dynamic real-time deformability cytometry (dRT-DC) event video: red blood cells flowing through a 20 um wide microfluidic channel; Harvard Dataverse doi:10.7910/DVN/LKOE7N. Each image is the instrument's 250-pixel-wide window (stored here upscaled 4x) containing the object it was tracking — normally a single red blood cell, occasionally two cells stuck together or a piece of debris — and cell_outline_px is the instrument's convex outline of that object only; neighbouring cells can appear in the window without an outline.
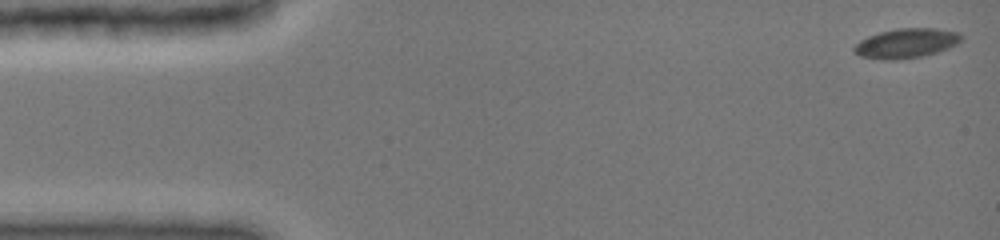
{"species": "common noctule bat (a hibernating species)", "species_latin": "Nyctalus noctula", "temperature_condition": "cold", "stored_images_in_passage": 48, "camera_frame_rate_fps": 3000, "um_per_image_px": 0.085, "animal": {"sex": "female", "body_mass_g": 19.0, "forearm_length_mm": 51.5}, "frame": {"image": 1, "passage_image": 1, "time_ms": 0.0, "image_size_px": [1000, 240], "cell_outline_px": [[964, 40], [948, 48], [924, 56], [896, 60], [884, 60], [860, 56], [852, 52], [852, 48], [860, 40], [868, 36], [880, 32], [896, 28], [936, 28], [960, 32], [964, 36]], "centroid_in_image_um": [77.05, 3.67], "position_along_channel_um": 8.0, "area_um2": 18.79}}
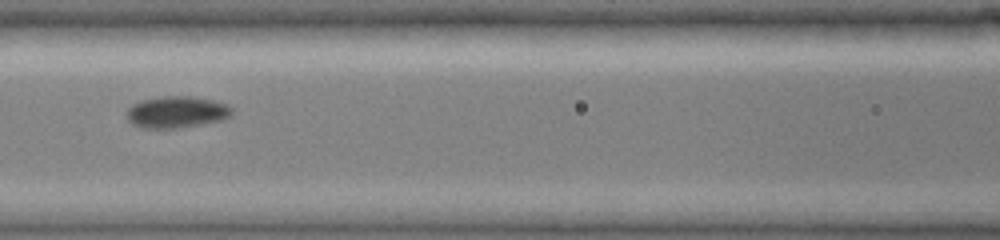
{"frame": {"image": 2, "passage_image": 21, "time_ms": 6.667, "image_size_px": [1000, 240], "cell_outline_px": [[232, 112], [224, 120], [176, 128], [140, 128], [132, 124], [128, 120], [128, 108], [132, 104], [140, 100], [160, 96], [192, 96], [212, 100], [224, 104], [232, 108]], "centroid_in_image_um": [14.97, 9.52], "position_along_channel_um": 151.6, "area_um2": 19.36}}
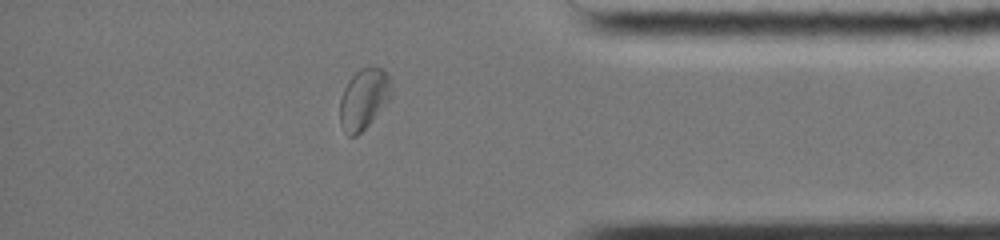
{"frame": {"image": 3, "passage_image": 41, "time_ms": 13.333, "image_size_px": [1000, 240], "cell_outline_px": [[392, 96], [372, 120], [356, 136], [348, 136], [340, 124], [340, 100], [344, 88], [348, 80], [360, 68], [384, 68], [388, 72], [392, 80]], "centroid_in_image_um": [30.95, 8.38], "position_along_channel_um": 404.3, "area_um2": 18.21}, "authors_computed_cell_mechanics": {"area_um2": 18.207, "velocity_mm_per_s": 3.9437, "shape_relaxation_time_tau1_ms": null, "shape_relaxation_time_tau2_ms": 2.6687, "deformation_change_tau1": null, "deformation_change_tau2": 0.0474}}